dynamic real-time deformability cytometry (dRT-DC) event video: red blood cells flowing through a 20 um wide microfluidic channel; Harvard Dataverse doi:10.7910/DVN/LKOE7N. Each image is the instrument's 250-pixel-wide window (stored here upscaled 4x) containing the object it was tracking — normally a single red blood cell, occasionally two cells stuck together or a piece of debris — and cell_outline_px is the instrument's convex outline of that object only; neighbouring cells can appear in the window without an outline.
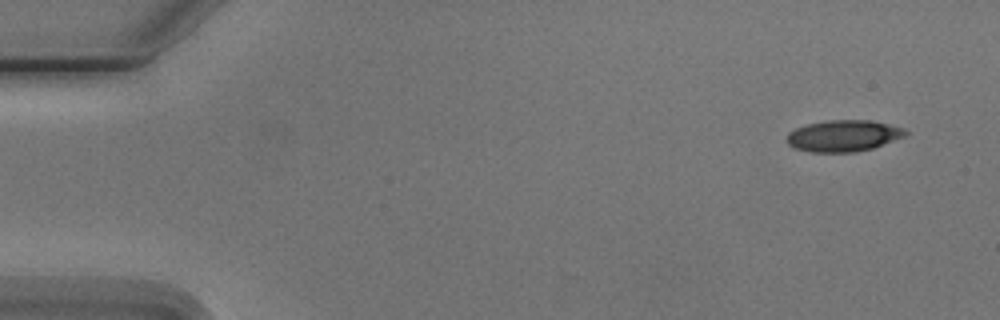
{"species": "Egyptian fruit bat (a non-hibernating species)", "species_latin": "Rousettus aegyptiacus", "temperature_condition": "cold", "stored_images_in_passage": 5, "camera_frame_rate_fps": 3000, "um_per_image_px": 0.085, "animal": {"sex": "male"}, "frame": {"image": 1, "passage_image": 1, "time_ms": 0.0, "image_size_px": [1000, 320], "cell_outline_px": [[908, 132], [904, 136], [872, 148], [852, 152], [812, 152], [796, 148], [788, 144], [784, 140], [788, 132], [796, 128], [808, 124], [828, 120], [872, 120], [904, 128]], "centroid_in_image_um": [71.66, 11.53], "position_along_channel_um": 13.3, "area_um2": 21.62}}
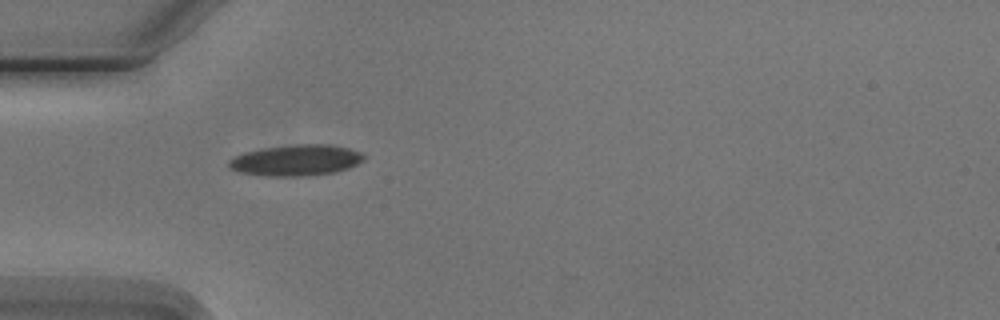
{"frame": {"image": 2, "passage_image": 4, "time_ms": 4.333, "image_size_px": [1000, 320], "cell_outline_px": [[364, 160], [348, 168], [336, 172], [296, 176], [268, 176], [240, 172], [232, 168], [228, 164], [228, 160], [244, 152], [264, 148], [296, 144], [328, 144], [348, 148], [360, 152], [364, 156]], "centroid_in_image_um": [25.17, 13.61], "position_along_channel_um": 59.8, "area_um2": 24.1}}
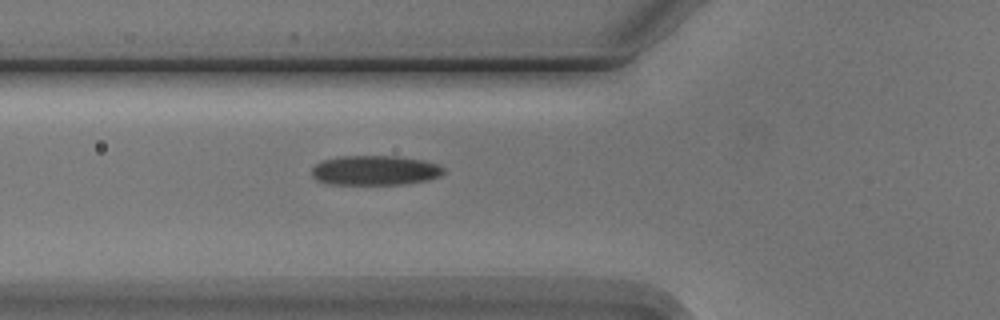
{"frame": {"image": 3, "passage_image": 5, "time_ms": 5.333, "image_size_px": [1000, 320], "cell_outline_px": [[444, 172], [440, 176], [428, 180], [404, 184], [324, 184], [316, 180], [312, 176], [312, 168], [320, 160], [340, 156], [396, 156], [424, 160], [436, 164], [444, 168]], "centroid_in_image_um": [31.84, 14.48], "position_along_channel_um": 94.0, "area_um2": 23.0}}